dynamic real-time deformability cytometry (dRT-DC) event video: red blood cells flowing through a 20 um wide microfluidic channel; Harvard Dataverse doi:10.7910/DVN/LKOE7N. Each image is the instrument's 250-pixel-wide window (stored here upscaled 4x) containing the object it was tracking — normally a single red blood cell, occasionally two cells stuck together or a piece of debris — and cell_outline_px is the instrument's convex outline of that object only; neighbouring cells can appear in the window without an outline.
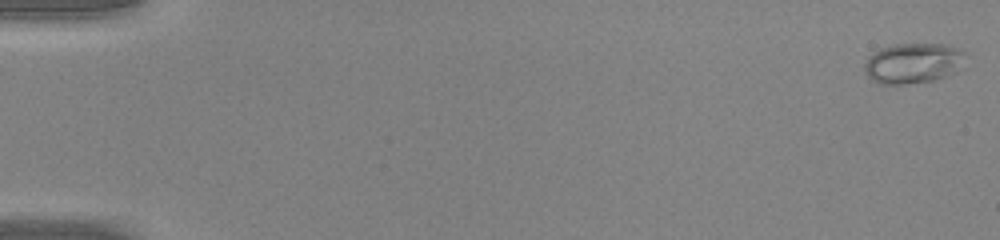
{"species": "common noctule bat (a hibernating species)", "species_latin": "Nyctalus noctula", "temperature_condition": "warm", "stored_images_in_passage": 49, "camera_frame_rate_fps": 3000, "um_per_image_px": 0.085, "animal": {"sex": "male", "body_mass_g": 20.0, "forearm_length_mm": 53.3}, "frame": {"image": 1, "passage_image": 1, "time_ms": 0.0, "image_size_px": [1000, 240], "cell_outline_px": [[968, 52], [964, 68], [956, 72], [932, 80], [904, 84], [880, 84], [872, 80], [868, 76], [864, 68], [864, 64], [868, 56], [880, 48], [892, 44], [944, 44]], "centroid_in_image_um": [77.66, 5.36], "position_along_channel_um": 7.3, "area_um2": 24.1}}
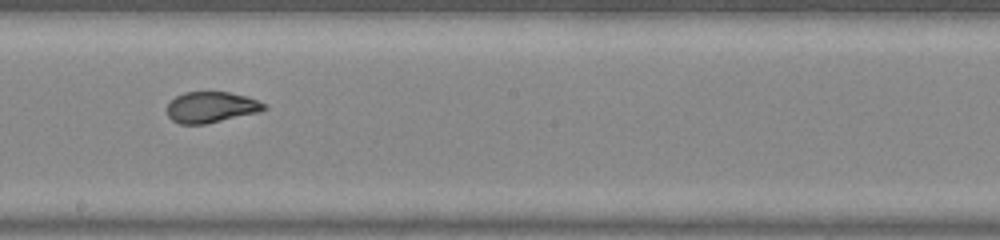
{"frame": {"image": 2, "passage_image": 29, "time_ms": 9.333, "image_size_px": [1000, 240], "cell_outline_px": [[268, 108], [260, 112], [204, 124], [180, 124], [172, 120], [168, 116], [168, 104], [176, 96], [184, 92], [228, 92], [248, 96], [268, 104]], "centroid_in_image_um": [18.0, 9.11], "position_along_channel_um": 230.2, "area_um2": 17.57}}
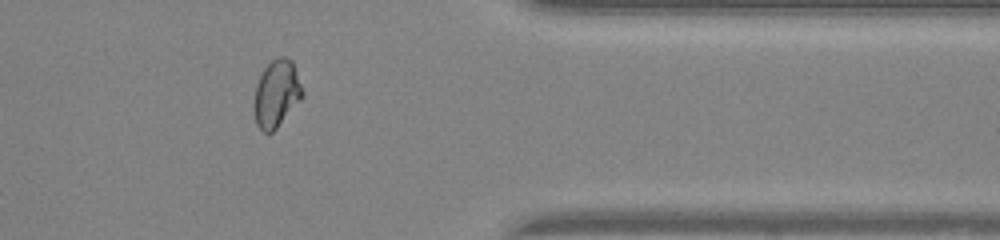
{"frame": {"image": 3, "passage_image": 41, "time_ms": 13.333, "image_size_px": [1000, 240], "cell_outline_px": [[304, 96], [276, 128], [272, 132], [264, 132], [256, 124], [252, 104], [256, 84], [264, 68], [276, 56], [284, 56], [292, 60], [304, 92]], "centroid_in_image_um": [23.49, 7.94], "position_along_channel_um": 387.9, "area_um2": 19.07}, "authors_computed_cell_mechanics": {"area_um2": 19.3052, "velocity_mm_per_s": 4.2668, "shape_relaxation_time_tau1_ms": 5.7488, "shape_relaxation_time_tau2_ms": null, "deformation_change_tau1": 0.1976, "deformation_change_tau2": null}}